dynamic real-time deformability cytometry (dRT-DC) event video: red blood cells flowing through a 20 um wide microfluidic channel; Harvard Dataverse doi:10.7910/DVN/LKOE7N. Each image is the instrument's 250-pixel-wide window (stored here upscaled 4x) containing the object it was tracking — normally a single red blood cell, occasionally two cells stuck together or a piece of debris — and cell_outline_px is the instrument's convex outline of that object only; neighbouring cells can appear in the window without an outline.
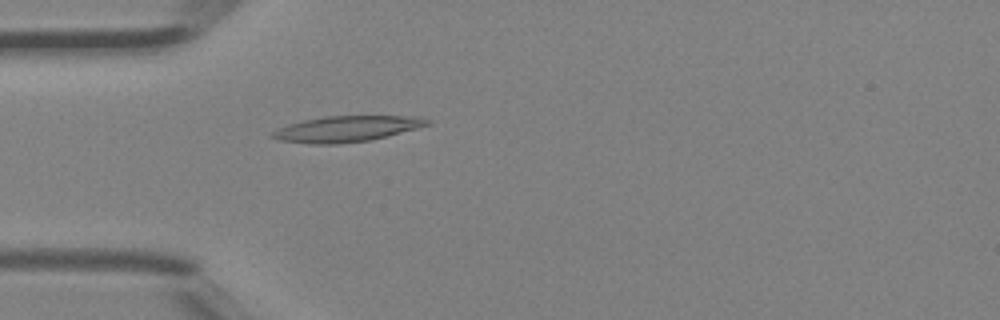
{"species": "Egyptian fruit bat (a non-hibernating species)", "species_latin": "Rousettus aegyptiacus", "temperature_condition": "room temperature", "stored_images_in_passage": 36, "camera_frame_rate_fps": 3000, "um_per_image_px": 0.085, "animal": {"sex": "female"}, "frame": {"image": 1, "passage_image": 4, "time_ms": 1.0, "image_size_px": [1000, 320], "cell_outline_px": [[432, 124], [388, 136], [372, 140], [336, 144], [308, 144], [280, 140], [268, 136], [276, 128], [288, 124], [304, 120], [324, 116], [420, 116], [432, 120]], "centroid_in_image_um": [29.48, 10.95], "position_along_channel_um": 55.5, "area_um2": 23.64}}
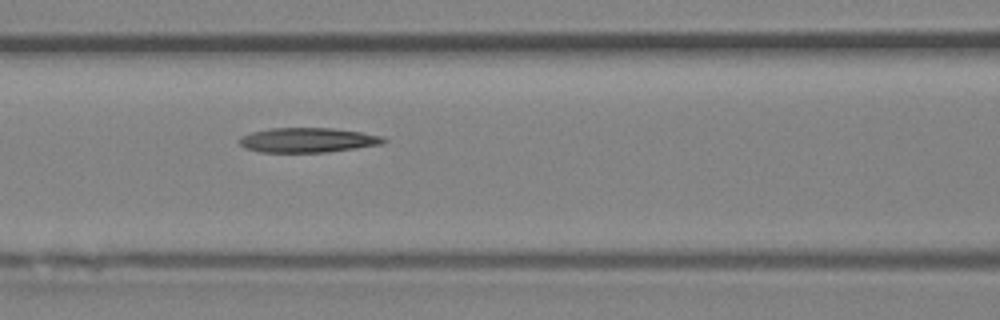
{"frame": {"image": 2, "passage_image": 10, "time_ms": 3.0, "image_size_px": [1000, 320], "cell_outline_px": [[388, 140], [380, 144], [356, 148], [328, 152], [260, 152], [244, 148], [236, 140], [240, 136], [252, 132], [268, 128], [332, 128], [360, 132], [380, 136]], "centroid_in_image_um": [26.08, 11.91], "position_along_channel_um": 140.5, "area_um2": 20.75}}
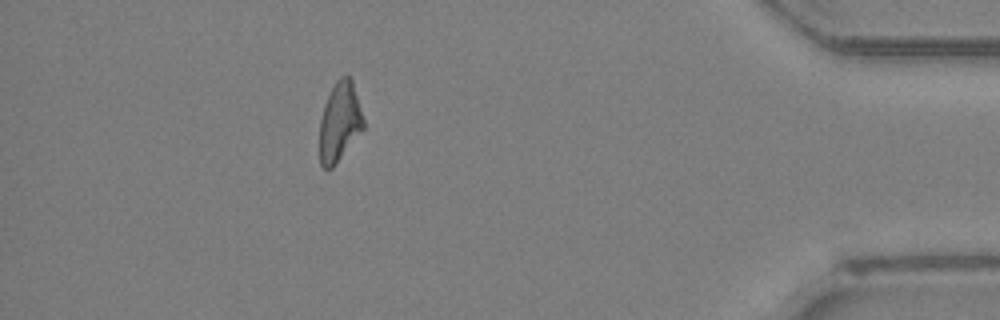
{"frame": {"image": 3, "passage_image": 31, "time_ms": 10.0, "image_size_px": [1000, 320], "cell_outline_px": [[364, 128], [332, 168], [324, 168], [320, 164], [320, 120], [324, 104], [336, 80], [340, 76], [348, 76], [352, 80], [364, 120]], "centroid_in_image_um": [28.86, 10.35], "position_along_channel_um": 406.3, "area_um2": 19.94}, "authors_computed_cell_mechanics": {"area_um2": 20.8947, "velocity_mm_per_s": 4.5427, "shape_relaxation_time_tau1_ms": 9.3727, "shape_relaxation_time_tau2_ms": null, "deformation_change_tau1": 0.2458, "deformation_change_tau2": null}}